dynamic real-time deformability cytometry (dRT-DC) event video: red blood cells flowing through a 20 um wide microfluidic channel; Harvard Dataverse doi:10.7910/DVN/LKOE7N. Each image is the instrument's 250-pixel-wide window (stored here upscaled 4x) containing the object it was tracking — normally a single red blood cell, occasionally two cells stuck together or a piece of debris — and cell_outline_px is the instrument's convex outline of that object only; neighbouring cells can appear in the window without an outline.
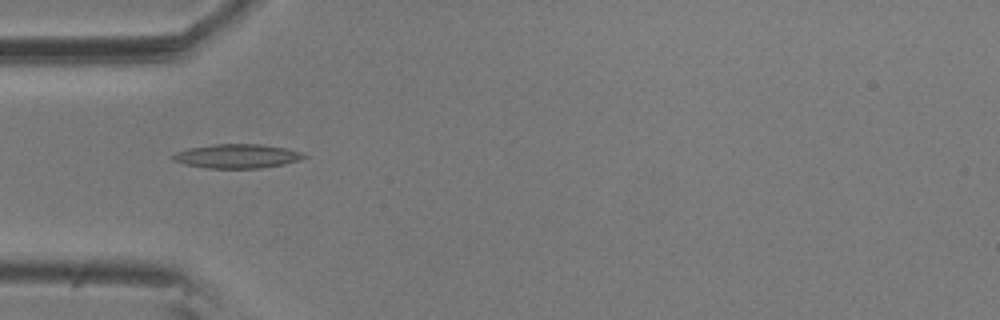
{"species": "common noctule bat (a hibernating species)", "species_latin": "Nyctalus noctula", "temperature_condition": "room temperature", "stored_images_in_passage": 7, "camera_frame_rate_fps": 3000, "um_per_image_px": 0.085, "animal": {"sex": "male", "body_mass_g": 20.5, "forearm_length_mm": 52.5}, "frame": {"image": 1, "passage_image": 5, "time_ms": 1.333, "image_size_px": [1000, 320], "cell_outline_px": [[308, 156], [300, 160], [284, 164], [260, 168], [204, 168], [184, 164], [172, 160], [168, 156], [176, 152], [188, 148], [212, 144], [260, 144], [284, 148], [300, 152]], "centroid_in_image_um": [20.08, 13.27], "position_along_channel_um": 64.9, "area_um2": 18.5}}
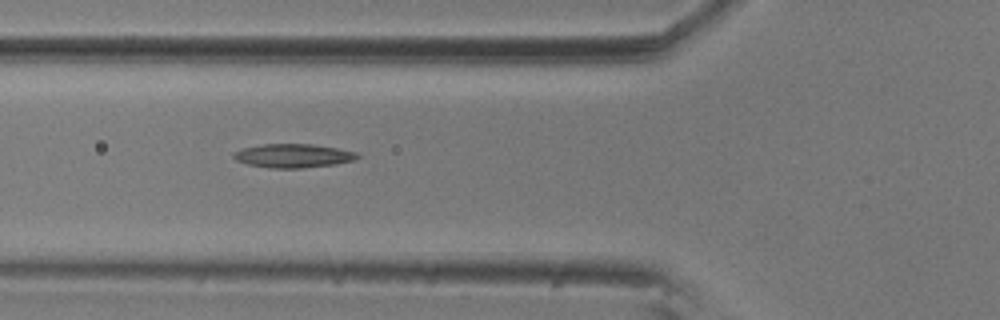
{"frame": {"image": 2, "passage_image": 6, "time_ms": 1.667, "image_size_px": [1000, 320], "cell_outline_px": [[360, 156], [356, 160], [336, 164], [300, 168], [268, 168], [248, 164], [236, 160], [232, 156], [232, 152], [240, 148], [260, 144], [312, 144], [336, 148], [356, 152]], "centroid_in_image_um": [24.88, 13.23], "position_along_channel_um": 100.9, "area_um2": 17.28}}
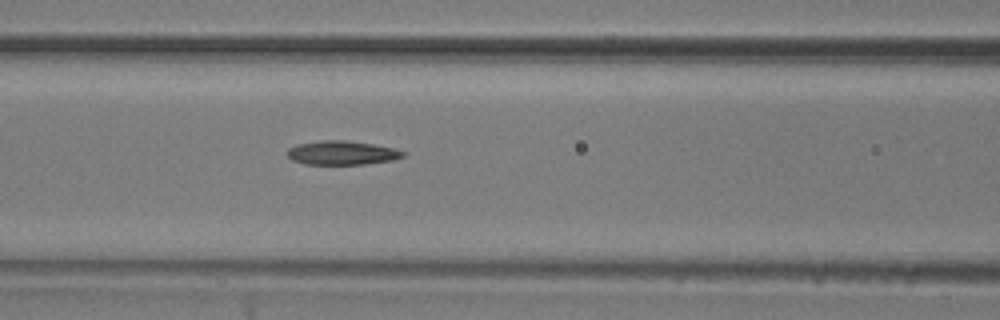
{"frame": {"image": 3, "passage_image": 7, "time_ms": 2.0, "image_size_px": [1000, 320], "cell_outline_px": [[408, 152], [404, 156], [392, 160], [364, 164], [304, 164], [292, 160], [284, 152], [288, 148], [296, 144], [320, 140], [344, 140], [372, 144], [392, 148]], "centroid_in_image_um": [29.02, 12.99], "position_along_channel_um": 137.6, "area_um2": 16.24}}